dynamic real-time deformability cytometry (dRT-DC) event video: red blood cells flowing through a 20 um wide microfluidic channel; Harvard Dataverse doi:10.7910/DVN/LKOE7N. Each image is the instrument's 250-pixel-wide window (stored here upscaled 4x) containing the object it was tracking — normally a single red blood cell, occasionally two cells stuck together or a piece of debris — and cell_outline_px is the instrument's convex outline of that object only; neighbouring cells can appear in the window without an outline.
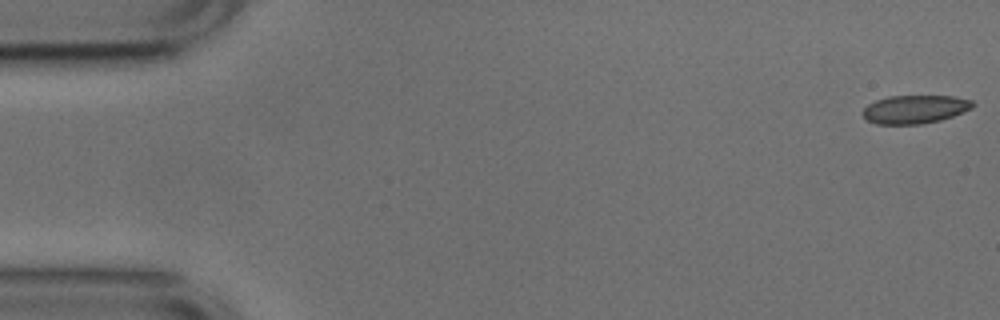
{"species": "common noctule bat (a hibernating species)", "species_latin": "Nyctalus noctula", "temperature_condition": "cold", "stored_images_in_passage": 53, "camera_frame_rate_fps": 3000, "um_per_image_px": 0.085, "animal": {"sex": "male", "body_mass_g": 17.9, "forearm_length_mm": 54.2}, "frame": {"image": 1, "passage_image": 1, "time_ms": 0.0, "image_size_px": [1000, 320], "cell_outline_px": [[976, 104], [972, 108], [952, 116], [940, 120], [920, 124], [876, 124], [868, 120], [860, 112], [868, 104], [876, 100], [888, 96], [952, 96], [972, 100]], "centroid_in_image_um": [77.75, 9.28], "position_along_channel_um": 7.2, "area_um2": 18.15}}
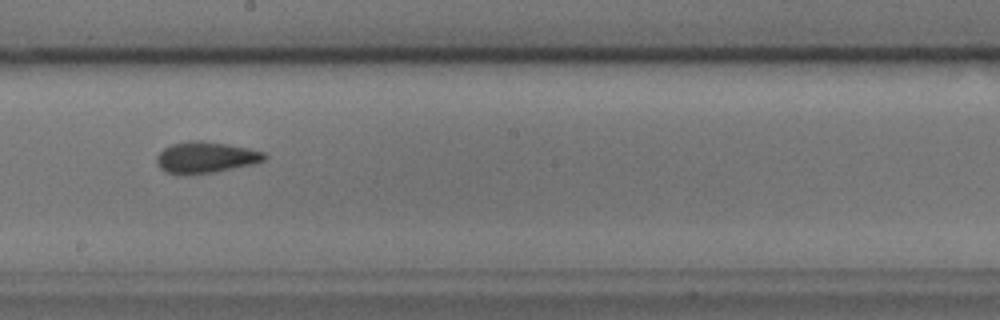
{"frame": {"image": 2, "passage_image": 29, "time_ms": 9.333, "image_size_px": [1000, 320], "cell_outline_px": [[268, 156], [264, 160], [256, 164], [216, 172], [188, 176], [180, 176], [164, 172], [156, 164], [156, 156], [164, 148], [172, 144], [188, 140], [200, 140], [228, 144], [248, 148], [264, 152]], "centroid_in_image_um": [17.46, 13.41], "position_along_channel_um": 230.7, "area_um2": 20.29}}
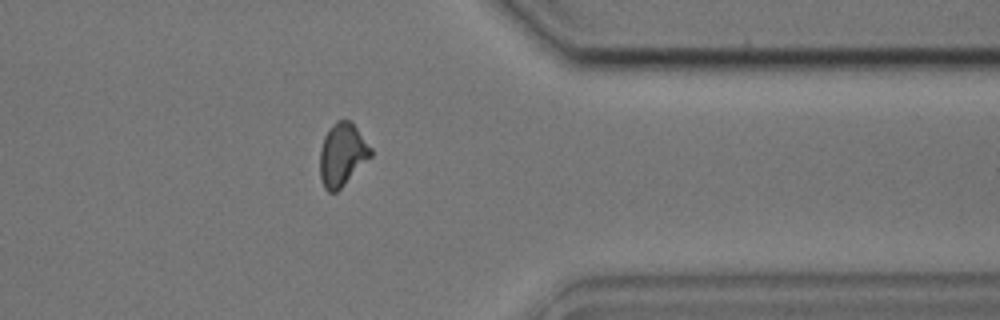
{"frame": {"image": 3, "passage_image": 42, "time_ms": 13.667, "image_size_px": [1000, 320], "cell_outline_px": [[372, 156], [336, 192], [328, 192], [324, 188], [320, 176], [320, 148], [324, 136], [328, 128], [336, 120], [348, 120], [356, 128], [372, 148]], "centroid_in_image_um": [29.07, 13.13], "position_along_channel_um": 382.3, "area_um2": 18.5}, "authors_computed_cell_mechanics": {"area_um2": 19.0162, "velocity_mm_per_s": 3.7744, "shape_relaxation_time_tau1_ms": 5.7771, "shape_relaxation_time_tau2_ms": 1.92, "deformation_change_tau1": 0.1129, "deformation_change_tau2": 0.0702}}